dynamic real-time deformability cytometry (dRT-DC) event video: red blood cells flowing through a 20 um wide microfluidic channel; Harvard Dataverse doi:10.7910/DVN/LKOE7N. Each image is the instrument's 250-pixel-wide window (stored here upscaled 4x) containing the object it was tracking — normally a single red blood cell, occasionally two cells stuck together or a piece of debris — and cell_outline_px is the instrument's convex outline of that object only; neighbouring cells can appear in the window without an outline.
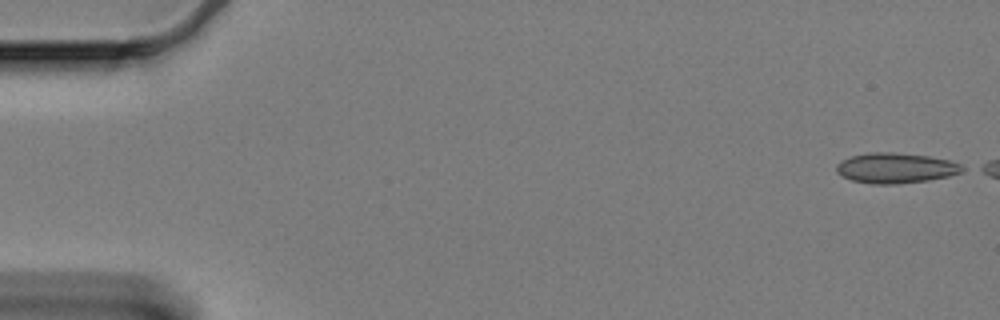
{"species": "Egyptian fruit bat (a non-hibernating species)", "species_latin": "Rousettus aegyptiacus", "temperature_condition": "cold", "stored_images_in_passage": 53, "camera_frame_rate_fps": 3000, "um_per_image_px": 0.085, "animal": {"sex": "female"}, "frame": {"image": 1, "passage_image": 1, "time_ms": 0.0, "image_size_px": [1000, 320], "cell_outline_px": [[968, 168], [964, 172], [948, 176], [928, 180], [896, 184], [872, 184], [852, 180], [840, 176], [836, 172], [836, 164], [840, 160], [852, 156], [868, 152], [892, 152], [928, 156], [948, 160], [960, 164]], "centroid_in_image_um": [76.12, 14.28], "position_along_channel_um": 8.9, "area_um2": 22.43}}
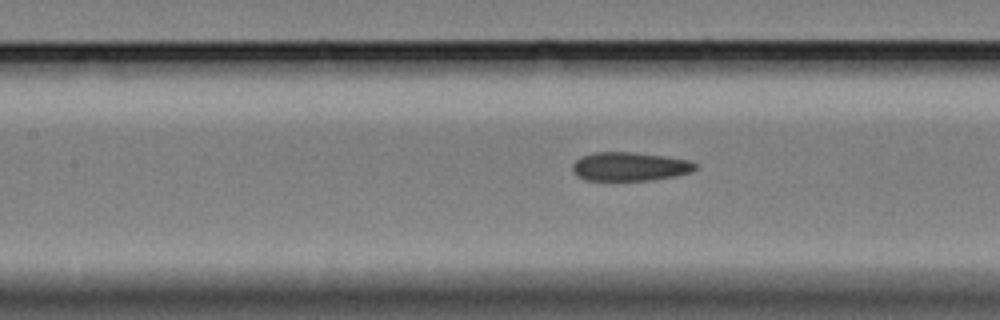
{"frame": {"image": 2, "passage_image": 26, "time_ms": 8.333, "image_size_px": [1000, 320], "cell_outline_px": [[696, 168], [692, 172], [672, 176], [648, 180], [584, 180], [572, 168], [572, 164], [580, 156], [596, 152], [632, 152], [664, 156], [688, 160], [696, 164]], "centroid_in_image_um": [53.51, 14.14], "position_along_channel_um": 153.9, "area_um2": 20.29}}
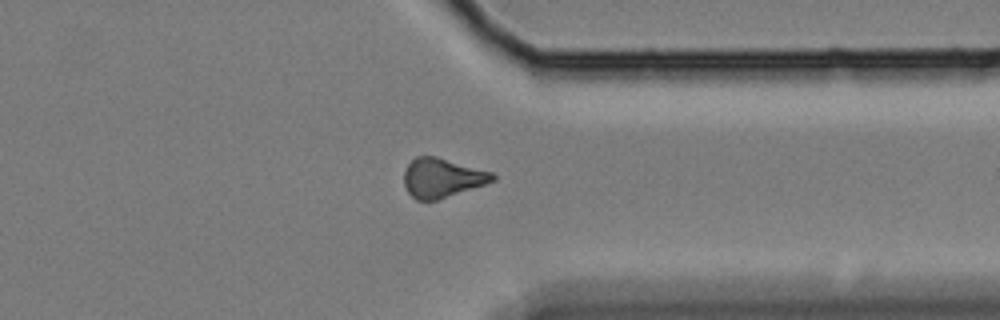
{"frame": {"image": 3, "passage_image": 46, "time_ms": 15.0, "image_size_px": [1000, 320], "cell_outline_px": [[496, 180], [436, 200], [416, 200], [408, 192], [404, 184], [404, 172], [408, 164], [416, 156], [436, 156], [492, 172], [496, 176]], "centroid_in_image_um": [37.56, 15.11], "position_along_channel_um": 373.8, "area_um2": 20.0}, "authors_computed_cell_mechanics": {"area_um2": 21.1548, "velocity_mm_per_s": 3.3338, "shape_relaxation_time_tau1_ms": 10.3542, "shape_relaxation_time_tau2_ms": 5.2064, "deformation_change_tau1": 0.1211, "deformation_change_tau2": 0.1144}}